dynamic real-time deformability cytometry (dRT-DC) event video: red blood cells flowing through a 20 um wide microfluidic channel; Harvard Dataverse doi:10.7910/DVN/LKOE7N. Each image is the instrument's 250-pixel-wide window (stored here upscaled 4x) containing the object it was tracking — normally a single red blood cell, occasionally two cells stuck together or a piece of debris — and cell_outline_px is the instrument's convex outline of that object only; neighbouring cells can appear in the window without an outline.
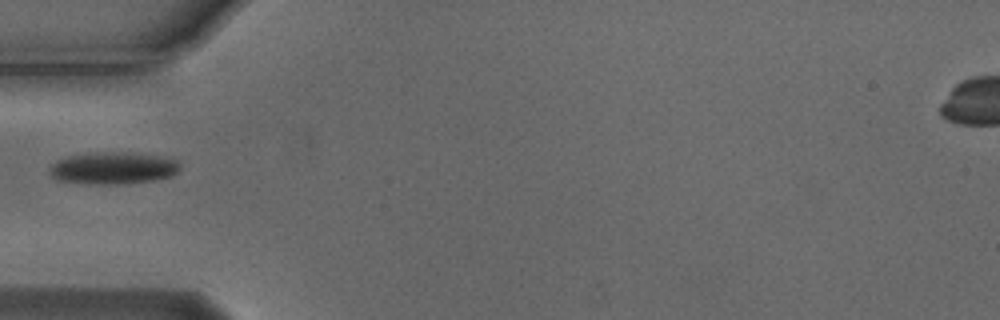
{"species": "Egyptian fruit bat (a non-hibernating species)", "species_latin": "Rousettus aegyptiacus", "temperature_condition": "cold", "stored_images_in_passage": 36, "camera_frame_rate_fps": 3000, "um_per_image_px": 0.085, "animal": {"sex": "male"}, "frame": {"image": 1, "passage_image": 1, "time_ms": 0.0, "image_size_px": [1000, 320], "cell_outline_px": [[180, 168], [172, 176], [152, 180], [124, 184], [88, 184], [56, 180], [48, 172], [48, 168], [56, 160], [68, 156], [88, 152], [128, 152], [156, 156], [176, 160], [180, 164]], "centroid_in_image_um": [9.54, 14.29], "position_along_channel_um": 75.5, "area_um2": 24.57}}
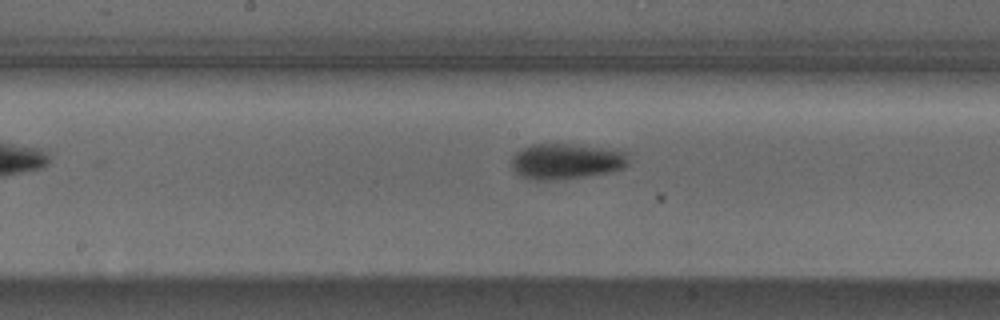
{"frame": {"image": 2, "passage_image": 11, "time_ms": 3.333, "image_size_px": [1000, 320], "cell_outline_px": [[628, 164], [624, 168], [612, 172], [584, 176], [548, 180], [536, 180], [520, 176], [512, 168], [512, 156], [516, 152], [532, 144], [572, 144], [628, 152]], "centroid_in_image_um": [48.13, 13.71], "position_along_channel_um": 200.1, "area_um2": 24.1}}
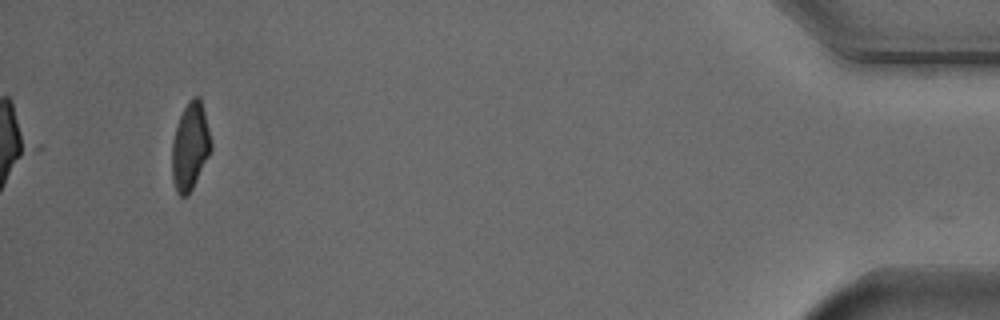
{"frame": {"image": 3, "passage_image": 35, "time_ms": 11.333, "image_size_px": [1000, 320], "cell_outline_px": [[212, 148], [188, 196], [180, 196], [176, 192], [172, 180], [172, 144], [176, 128], [180, 116], [188, 100], [192, 96], [200, 96], [212, 144]], "centroid_in_image_um": [16.15, 12.45], "position_along_channel_um": 419.0, "area_um2": 19.65}}